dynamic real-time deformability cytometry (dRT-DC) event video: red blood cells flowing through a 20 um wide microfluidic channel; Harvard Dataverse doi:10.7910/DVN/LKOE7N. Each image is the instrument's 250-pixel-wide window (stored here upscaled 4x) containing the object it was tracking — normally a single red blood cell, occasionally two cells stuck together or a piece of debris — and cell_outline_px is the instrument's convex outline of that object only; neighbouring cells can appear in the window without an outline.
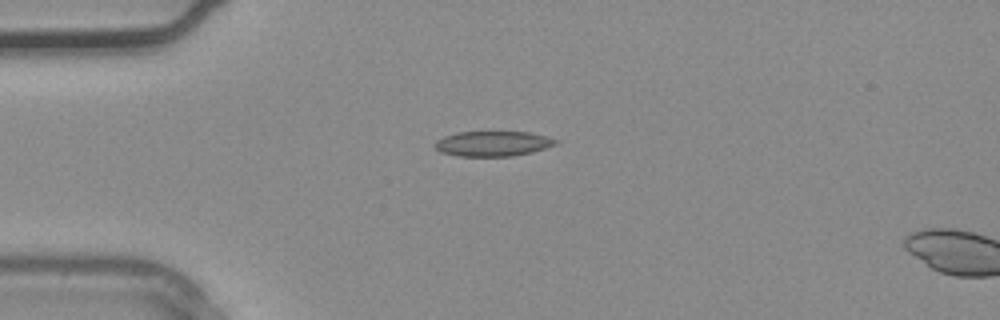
{"species": "common noctule bat (a hibernating species)", "species_latin": "Nyctalus noctula", "temperature_condition": "warm", "stored_images_in_passage": 2, "segment_of_instrument_passage": [1, 2], "camera_frame_rate_fps": 3000, "um_per_image_px": 0.085, "animal": {"sex": "male", "body_mass_g": 20.4}, "frame": {"image": 1, "passage_image": 1, "time_ms": 0.0, "image_size_px": [1000, 320], "cell_outline_px": [[560, 140], [556, 144], [532, 152], [512, 156], [456, 156], [440, 152], [432, 144], [436, 140], [444, 136], [456, 132], [528, 132]], "centroid_in_image_um": [41.84, 12.21], "position_along_channel_um": 43.2, "area_um2": 17.69}}